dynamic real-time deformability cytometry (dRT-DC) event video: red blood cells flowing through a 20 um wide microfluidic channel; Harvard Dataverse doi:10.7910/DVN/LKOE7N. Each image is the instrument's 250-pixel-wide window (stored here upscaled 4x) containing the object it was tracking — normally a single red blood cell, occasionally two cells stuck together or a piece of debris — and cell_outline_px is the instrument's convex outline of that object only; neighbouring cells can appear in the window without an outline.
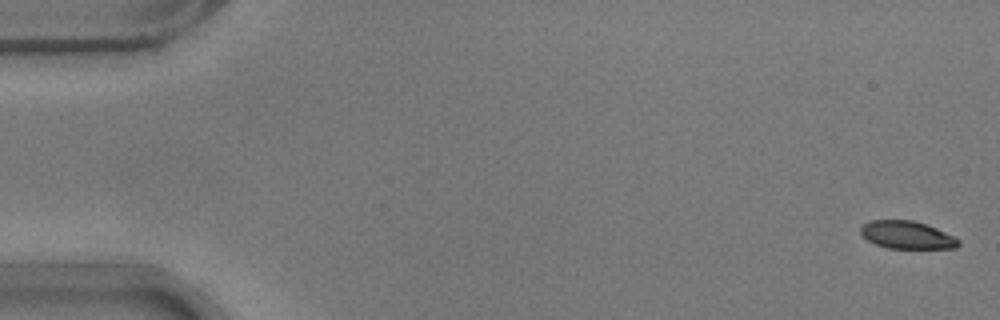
{"species": "common noctule bat (a hibernating species)", "species_latin": "Nyctalus noctula", "temperature_condition": "warm", "stored_images_in_passage": 55, "camera_frame_rate_fps": 3000, "um_per_image_px": 0.085, "animal": {"sex": "male", "body_mass_g": 17.9}, "frame": {"image": 1, "passage_image": 2, "time_ms": 0.333, "image_size_px": [1000, 320], "cell_outline_px": [[960, 244], [956, 248], [888, 248], [876, 244], [868, 240], [860, 232], [860, 228], [864, 224], [872, 220], [912, 220], [936, 228], [960, 240]], "centroid_in_image_um": [77.09, 19.97], "position_along_channel_um": 7.9, "area_um2": 15.55}}
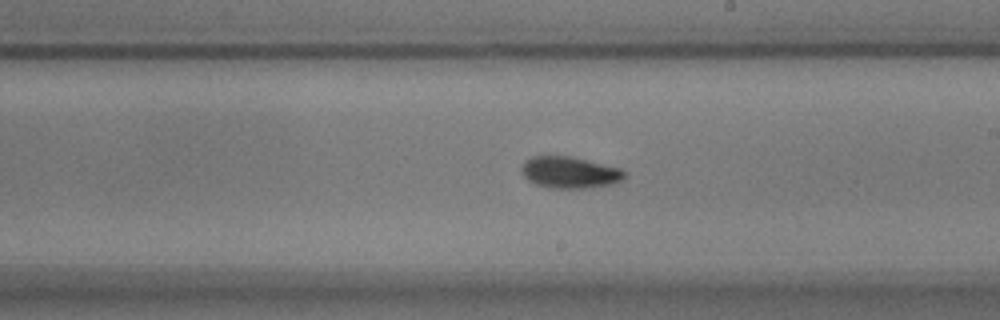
{"frame": {"image": 2, "passage_image": 32, "time_ms": 10.333, "image_size_px": [1000, 320], "cell_outline_px": [[624, 176], [620, 180], [612, 184], [584, 188], [552, 188], [536, 184], [528, 180], [520, 172], [520, 168], [524, 160], [532, 156], [572, 156], [620, 168], [624, 172]], "centroid_in_image_um": [48.36, 14.64], "position_along_channel_um": 240.6, "area_um2": 18.9}}
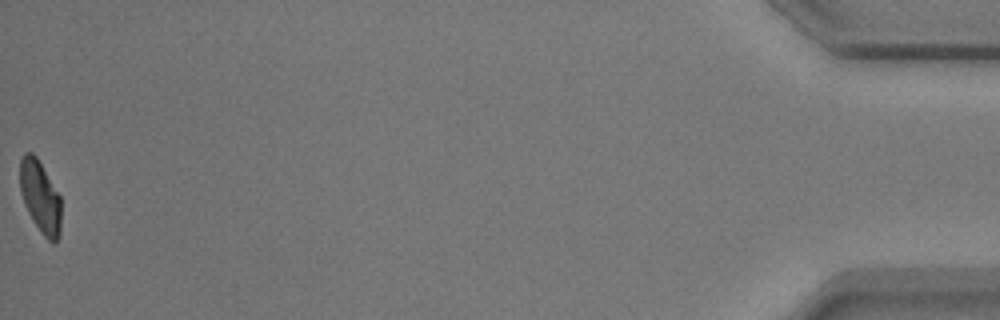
{"frame": {"image": 3, "passage_image": 55, "time_ms": 18.0, "image_size_px": [1000, 320], "cell_outline_px": [[60, 232], [56, 240], [48, 240], [44, 236], [28, 212], [24, 204], [20, 188], [20, 160], [24, 152], [32, 152], [36, 156], [60, 196]], "centroid_in_image_um": [3.4, 16.68], "position_along_channel_um": 431.8, "area_um2": 16.88}, "authors_computed_cell_mechanics": {"area_um2": 17.9758, "velocity_mm_per_s": 3.7653, "shape_relaxation_time_tau1_ms": 4.1692, "shape_relaxation_time_tau2_ms": 3.7957, "deformation_change_tau1": 0.1304, "deformation_change_tau2": 0.0851}}